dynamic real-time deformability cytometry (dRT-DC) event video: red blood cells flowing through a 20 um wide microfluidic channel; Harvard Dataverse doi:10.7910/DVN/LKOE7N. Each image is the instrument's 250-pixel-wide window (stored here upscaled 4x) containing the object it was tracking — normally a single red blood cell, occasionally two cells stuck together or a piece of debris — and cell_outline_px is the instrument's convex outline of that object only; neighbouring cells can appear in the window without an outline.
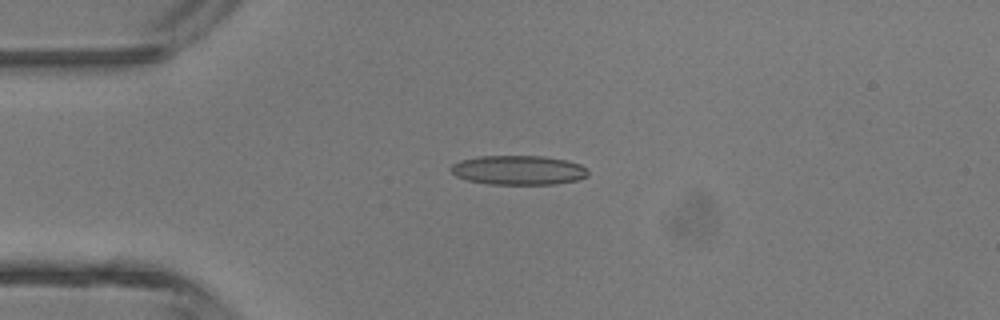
{"species": "common noctule bat (a hibernating species)", "species_latin": "Nyctalus noctula", "temperature_condition": "room temperature", "stored_images_in_passage": 4, "camera_frame_rate_fps": 3000, "um_per_image_px": 0.085, "animal": {"sex": "male", "body_mass_g": 13.3}, "frame": {"image": 1, "passage_image": 3, "time_ms": 2.667, "image_size_px": [1000, 320], "cell_outline_px": [[588, 176], [576, 180], [556, 184], [488, 184], [468, 180], [456, 176], [448, 168], [452, 164], [460, 160], [476, 156], [544, 156], [568, 160], [580, 164], [588, 168]], "centroid_in_image_um": [44.07, 14.45], "position_along_channel_um": 40.9, "area_um2": 23.7}}